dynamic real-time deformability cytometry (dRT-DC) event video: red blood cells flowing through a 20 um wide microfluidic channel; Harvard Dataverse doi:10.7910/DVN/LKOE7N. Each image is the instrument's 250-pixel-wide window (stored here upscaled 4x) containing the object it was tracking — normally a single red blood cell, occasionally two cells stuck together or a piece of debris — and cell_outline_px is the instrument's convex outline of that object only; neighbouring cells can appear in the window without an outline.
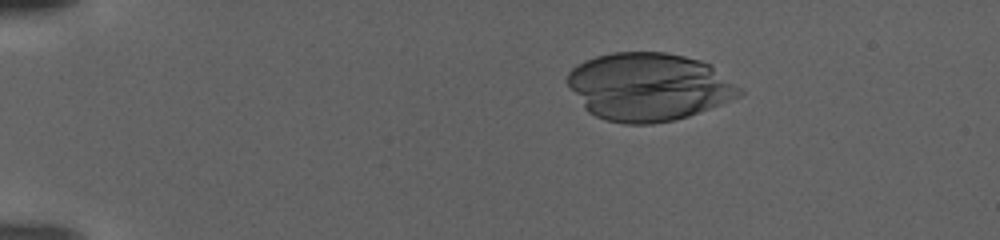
{"species": "human", "species_latin": "Homo sapiens", "temperature_condition": "warm", "stored_images_in_passage": 96, "camera_frame_rate_fps": 3000, "um_per_image_px": 0.085, "donor": {"sex": "female"}, "frame": {"image": 1, "passage_image": 20, "time_ms": 6.333, "image_size_px": [1000, 240], "cell_outline_px": [[744, 92], [740, 96], [720, 104], [688, 116], [672, 120], [652, 124], [624, 124], [604, 120], [588, 112], [584, 108], [564, 80], [568, 72], [572, 68], [584, 60], [596, 56], [612, 52], [668, 52], [700, 60], [712, 64], [740, 88]], "centroid_in_image_um": [55.11, 7.37], "position_along_channel_um": 29.9, "area_um2": 68.38}}
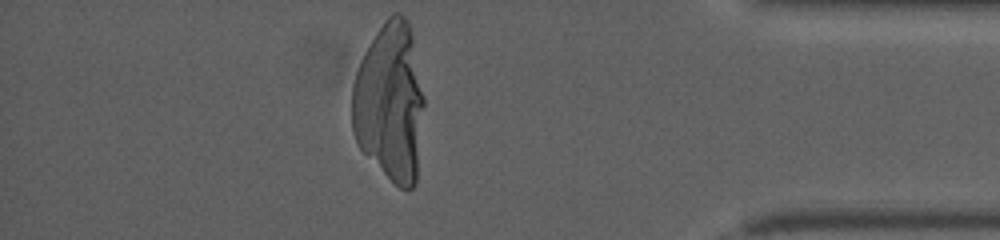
{"frame": {"image": 2, "passage_image": 95, "time_ms": 31.333, "image_size_px": [1000, 240], "cell_outline_px": [[424, 104], [416, 184], [412, 188], [400, 188], [360, 148], [356, 140], [352, 128], [352, 84], [360, 60], [364, 52], [376, 32], [384, 20], [392, 12], [400, 12], [408, 20], [412, 36], [424, 100]], "centroid_in_image_um": [33.14, 8.66], "position_along_channel_um": 402.1, "area_um2": 66.41}}